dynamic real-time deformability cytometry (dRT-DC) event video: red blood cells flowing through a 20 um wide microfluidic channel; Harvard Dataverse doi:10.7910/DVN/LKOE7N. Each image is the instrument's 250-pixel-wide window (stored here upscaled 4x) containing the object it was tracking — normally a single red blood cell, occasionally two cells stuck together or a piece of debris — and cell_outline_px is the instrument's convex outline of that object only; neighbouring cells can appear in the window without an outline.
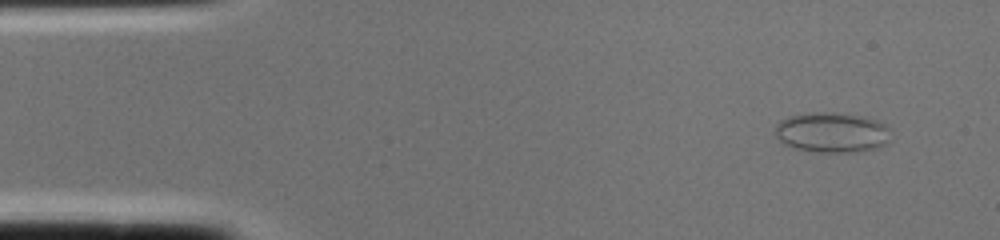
{"species": "common noctule bat (a hibernating species)", "species_latin": "Nyctalus noctula", "temperature_condition": "cold", "stored_images_in_passage": 2, "camera_frame_rate_fps": 3000, "um_per_image_px": 0.085, "animal": {"sex": "female", "body_mass_g": 22.0, "forearm_length_mm": 56.7}, "frame": {"image": 1, "passage_image": 1, "time_ms": 0.0, "image_size_px": [1000, 240], "cell_outline_px": [[892, 140], [888, 144], [876, 148], [856, 152], [816, 152], [796, 148], [784, 144], [776, 136], [776, 124], [780, 120], [788, 116], [812, 112], [828, 112], [856, 116], [876, 120], [884, 124], [888, 128]], "centroid_in_image_um": [70.73, 11.27], "position_along_channel_um": 14.3, "area_um2": 27.05}}